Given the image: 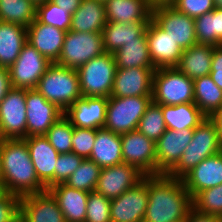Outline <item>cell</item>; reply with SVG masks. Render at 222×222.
I'll return each instance as SVG.
<instances>
[{
  "label": "cell",
  "mask_w": 222,
  "mask_h": 222,
  "mask_svg": "<svg viewBox=\"0 0 222 222\" xmlns=\"http://www.w3.org/2000/svg\"><path fill=\"white\" fill-rule=\"evenodd\" d=\"M144 176L136 167L126 163L101 168L95 191L112 200L134 187Z\"/></svg>",
  "instance_id": "9a60e30c"
},
{
  "label": "cell",
  "mask_w": 222,
  "mask_h": 222,
  "mask_svg": "<svg viewBox=\"0 0 222 222\" xmlns=\"http://www.w3.org/2000/svg\"><path fill=\"white\" fill-rule=\"evenodd\" d=\"M161 109L169 130L195 129L207 118L195 103L161 105Z\"/></svg>",
  "instance_id": "4dcf8cb0"
},
{
  "label": "cell",
  "mask_w": 222,
  "mask_h": 222,
  "mask_svg": "<svg viewBox=\"0 0 222 222\" xmlns=\"http://www.w3.org/2000/svg\"><path fill=\"white\" fill-rule=\"evenodd\" d=\"M95 138L96 129L74 127L72 152L84 159H89Z\"/></svg>",
  "instance_id": "b9f144b4"
},
{
  "label": "cell",
  "mask_w": 222,
  "mask_h": 222,
  "mask_svg": "<svg viewBox=\"0 0 222 222\" xmlns=\"http://www.w3.org/2000/svg\"><path fill=\"white\" fill-rule=\"evenodd\" d=\"M193 209L182 179L167 174L148 176V204L143 222H184Z\"/></svg>",
  "instance_id": "6da1fadb"
},
{
  "label": "cell",
  "mask_w": 222,
  "mask_h": 222,
  "mask_svg": "<svg viewBox=\"0 0 222 222\" xmlns=\"http://www.w3.org/2000/svg\"><path fill=\"white\" fill-rule=\"evenodd\" d=\"M176 2L177 0H148V4L152 10L163 6H173Z\"/></svg>",
  "instance_id": "f907efd6"
},
{
  "label": "cell",
  "mask_w": 222,
  "mask_h": 222,
  "mask_svg": "<svg viewBox=\"0 0 222 222\" xmlns=\"http://www.w3.org/2000/svg\"><path fill=\"white\" fill-rule=\"evenodd\" d=\"M117 66L114 56L105 52L77 69L81 95L84 97H107L113 89Z\"/></svg>",
  "instance_id": "8992f818"
},
{
  "label": "cell",
  "mask_w": 222,
  "mask_h": 222,
  "mask_svg": "<svg viewBox=\"0 0 222 222\" xmlns=\"http://www.w3.org/2000/svg\"><path fill=\"white\" fill-rule=\"evenodd\" d=\"M24 140L38 179L46 189L55 185V166L59 153L44 135L26 137Z\"/></svg>",
  "instance_id": "7402d4cb"
},
{
  "label": "cell",
  "mask_w": 222,
  "mask_h": 222,
  "mask_svg": "<svg viewBox=\"0 0 222 222\" xmlns=\"http://www.w3.org/2000/svg\"><path fill=\"white\" fill-rule=\"evenodd\" d=\"M50 1L56 4L58 7L66 10L70 14H73L80 6L82 0H50Z\"/></svg>",
  "instance_id": "681fc988"
},
{
  "label": "cell",
  "mask_w": 222,
  "mask_h": 222,
  "mask_svg": "<svg viewBox=\"0 0 222 222\" xmlns=\"http://www.w3.org/2000/svg\"><path fill=\"white\" fill-rule=\"evenodd\" d=\"M107 104V97L82 96L64 112V115L70 120L73 127L87 129L103 128Z\"/></svg>",
  "instance_id": "ffe728a7"
},
{
  "label": "cell",
  "mask_w": 222,
  "mask_h": 222,
  "mask_svg": "<svg viewBox=\"0 0 222 222\" xmlns=\"http://www.w3.org/2000/svg\"><path fill=\"white\" fill-rule=\"evenodd\" d=\"M194 129L169 130L156 141V175L168 174L190 144Z\"/></svg>",
  "instance_id": "2e32d148"
},
{
  "label": "cell",
  "mask_w": 222,
  "mask_h": 222,
  "mask_svg": "<svg viewBox=\"0 0 222 222\" xmlns=\"http://www.w3.org/2000/svg\"><path fill=\"white\" fill-rule=\"evenodd\" d=\"M156 68L117 69L112 97L152 96L153 73Z\"/></svg>",
  "instance_id": "d6986e66"
},
{
  "label": "cell",
  "mask_w": 222,
  "mask_h": 222,
  "mask_svg": "<svg viewBox=\"0 0 222 222\" xmlns=\"http://www.w3.org/2000/svg\"><path fill=\"white\" fill-rule=\"evenodd\" d=\"M3 190L18 197L46 191L38 179L24 139H1Z\"/></svg>",
  "instance_id": "7a4b0ae2"
},
{
  "label": "cell",
  "mask_w": 222,
  "mask_h": 222,
  "mask_svg": "<svg viewBox=\"0 0 222 222\" xmlns=\"http://www.w3.org/2000/svg\"><path fill=\"white\" fill-rule=\"evenodd\" d=\"M30 1L37 6L39 4L47 2L48 0H30Z\"/></svg>",
  "instance_id": "11a10c76"
},
{
  "label": "cell",
  "mask_w": 222,
  "mask_h": 222,
  "mask_svg": "<svg viewBox=\"0 0 222 222\" xmlns=\"http://www.w3.org/2000/svg\"><path fill=\"white\" fill-rule=\"evenodd\" d=\"M26 121V89L12 87L0 102L1 139H25Z\"/></svg>",
  "instance_id": "9c48e42d"
},
{
  "label": "cell",
  "mask_w": 222,
  "mask_h": 222,
  "mask_svg": "<svg viewBox=\"0 0 222 222\" xmlns=\"http://www.w3.org/2000/svg\"><path fill=\"white\" fill-rule=\"evenodd\" d=\"M66 31L42 24L37 19L27 27V43L34 47L51 63L60 57Z\"/></svg>",
  "instance_id": "603a6c76"
},
{
  "label": "cell",
  "mask_w": 222,
  "mask_h": 222,
  "mask_svg": "<svg viewBox=\"0 0 222 222\" xmlns=\"http://www.w3.org/2000/svg\"><path fill=\"white\" fill-rule=\"evenodd\" d=\"M161 105L151 101L146 108L145 114L141 117L137 130L147 138L156 142L166 131Z\"/></svg>",
  "instance_id": "d590c367"
},
{
  "label": "cell",
  "mask_w": 222,
  "mask_h": 222,
  "mask_svg": "<svg viewBox=\"0 0 222 222\" xmlns=\"http://www.w3.org/2000/svg\"><path fill=\"white\" fill-rule=\"evenodd\" d=\"M101 168L89 159H84L81 165L65 182L66 185L86 192L95 191Z\"/></svg>",
  "instance_id": "8d00e7d4"
},
{
  "label": "cell",
  "mask_w": 222,
  "mask_h": 222,
  "mask_svg": "<svg viewBox=\"0 0 222 222\" xmlns=\"http://www.w3.org/2000/svg\"><path fill=\"white\" fill-rule=\"evenodd\" d=\"M83 160L84 158L73 152L59 154L55 166V185L65 183Z\"/></svg>",
  "instance_id": "7bdbcfd3"
},
{
  "label": "cell",
  "mask_w": 222,
  "mask_h": 222,
  "mask_svg": "<svg viewBox=\"0 0 222 222\" xmlns=\"http://www.w3.org/2000/svg\"><path fill=\"white\" fill-rule=\"evenodd\" d=\"M0 190H3V174H2L1 154H0Z\"/></svg>",
  "instance_id": "f5cc1de1"
},
{
  "label": "cell",
  "mask_w": 222,
  "mask_h": 222,
  "mask_svg": "<svg viewBox=\"0 0 222 222\" xmlns=\"http://www.w3.org/2000/svg\"><path fill=\"white\" fill-rule=\"evenodd\" d=\"M212 119L216 122L218 126V131L220 134V138L222 141V108H220L212 117Z\"/></svg>",
  "instance_id": "816d5d0a"
},
{
  "label": "cell",
  "mask_w": 222,
  "mask_h": 222,
  "mask_svg": "<svg viewBox=\"0 0 222 222\" xmlns=\"http://www.w3.org/2000/svg\"><path fill=\"white\" fill-rule=\"evenodd\" d=\"M26 43V27L0 21V67L9 68Z\"/></svg>",
  "instance_id": "f546056e"
},
{
  "label": "cell",
  "mask_w": 222,
  "mask_h": 222,
  "mask_svg": "<svg viewBox=\"0 0 222 222\" xmlns=\"http://www.w3.org/2000/svg\"><path fill=\"white\" fill-rule=\"evenodd\" d=\"M215 7L222 9V0H213Z\"/></svg>",
  "instance_id": "db71d44e"
},
{
  "label": "cell",
  "mask_w": 222,
  "mask_h": 222,
  "mask_svg": "<svg viewBox=\"0 0 222 222\" xmlns=\"http://www.w3.org/2000/svg\"><path fill=\"white\" fill-rule=\"evenodd\" d=\"M37 6L30 0H0V21L30 26L36 19Z\"/></svg>",
  "instance_id": "e575fe53"
},
{
  "label": "cell",
  "mask_w": 222,
  "mask_h": 222,
  "mask_svg": "<svg viewBox=\"0 0 222 222\" xmlns=\"http://www.w3.org/2000/svg\"><path fill=\"white\" fill-rule=\"evenodd\" d=\"M73 132L74 127L70 120L63 115L51 126L44 136L59 154H63L72 152Z\"/></svg>",
  "instance_id": "74e56055"
},
{
  "label": "cell",
  "mask_w": 222,
  "mask_h": 222,
  "mask_svg": "<svg viewBox=\"0 0 222 222\" xmlns=\"http://www.w3.org/2000/svg\"><path fill=\"white\" fill-rule=\"evenodd\" d=\"M214 46L208 44H195L183 50V53L175 66L187 77L195 80L211 71V62Z\"/></svg>",
  "instance_id": "83f0119b"
},
{
  "label": "cell",
  "mask_w": 222,
  "mask_h": 222,
  "mask_svg": "<svg viewBox=\"0 0 222 222\" xmlns=\"http://www.w3.org/2000/svg\"><path fill=\"white\" fill-rule=\"evenodd\" d=\"M152 20L169 35L178 46L186 50L197 44L194 19L179 12L173 6H163L152 10Z\"/></svg>",
  "instance_id": "7c38bea8"
},
{
  "label": "cell",
  "mask_w": 222,
  "mask_h": 222,
  "mask_svg": "<svg viewBox=\"0 0 222 222\" xmlns=\"http://www.w3.org/2000/svg\"><path fill=\"white\" fill-rule=\"evenodd\" d=\"M120 136L123 163L136 167L145 176L156 175V142L137 129Z\"/></svg>",
  "instance_id": "8fae6325"
},
{
  "label": "cell",
  "mask_w": 222,
  "mask_h": 222,
  "mask_svg": "<svg viewBox=\"0 0 222 222\" xmlns=\"http://www.w3.org/2000/svg\"><path fill=\"white\" fill-rule=\"evenodd\" d=\"M152 101L171 106L194 103L193 80L176 67L157 68L153 73Z\"/></svg>",
  "instance_id": "5b68a950"
},
{
  "label": "cell",
  "mask_w": 222,
  "mask_h": 222,
  "mask_svg": "<svg viewBox=\"0 0 222 222\" xmlns=\"http://www.w3.org/2000/svg\"><path fill=\"white\" fill-rule=\"evenodd\" d=\"M111 200L96 191L89 192L85 222H111Z\"/></svg>",
  "instance_id": "60d3db41"
},
{
  "label": "cell",
  "mask_w": 222,
  "mask_h": 222,
  "mask_svg": "<svg viewBox=\"0 0 222 222\" xmlns=\"http://www.w3.org/2000/svg\"><path fill=\"white\" fill-rule=\"evenodd\" d=\"M194 103L209 118L222 108V90L213 82L210 75L193 80Z\"/></svg>",
  "instance_id": "1f68e13d"
},
{
  "label": "cell",
  "mask_w": 222,
  "mask_h": 222,
  "mask_svg": "<svg viewBox=\"0 0 222 222\" xmlns=\"http://www.w3.org/2000/svg\"><path fill=\"white\" fill-rule=\"evenodd\" d=\"M19 222H65L56 199L46 190L20 197Z\"/></svg>",
  "instance_id": "e0dca14e"
},
{
  "label": "cell",
  "mask_w": 222,
  "mask_h": 222,
  "mask_svg": "<svg viewBox=\"0 0 222 222\" xmlns=\"http://www.w3.org/2000/svg\"><path fill=\"white\" fill-rule=\"evenodd\" d=\"M149 22H107L102 36L105 52L114 54L130 41H147L146 28Z\"/></svg>",
  "instance_id": "d4e9b609"
},
{
  "label": "cell",
  "mask_w": 222,
  "mask_h": 222,
  "mask_svg": "<svg viewBox=\"0 0 222 222\" xmlns=\"http://www.w3.org/2000/svg\"><path fill=\"white\" fill-rule=\"evenodd\" d=\"M197 43L211 46L222 45V9L213 11L194 19Z\"/></svg>",
  "instance_id": "836d02e7"
},
{
  "label": "cell",
  "mask_w": 222,
  "mask_h": 222,
  "mask_svg": "<svg viewBox=\"0 0 222 222\" xmlns=\"http://www.w3.org/2000/svg\"><path fill=\"white\" fill-rule=\"evenodd\" d=\"M113 56L117 69L155 68L149 55L147 41H130L116 51Z\"/></svg>",
  "instance_id": "d6a6232c"
},
{
  "label": "cell",
  "mask_w": 222,
  "mask_h": 222,
  "mask_svg": "<svg viewBox=\"0 0 222 222\" xmlns=\"http://www.w3.org/2000/svg\"><path fill=\"white\" fill-rule=\"evenodd\" d=\"M209 75L213 82L222 90V45L214 46Z\"/></svg>",
  "instance_id": "bcb514c9"
},
{
  "label": "cell",
  "mask_w": 222,
  "mask_h": 222,
  "mask_svg": "<svg viewBox=\"0 0 222 222\" xmlns=\"http://www.w3.org/2000/svg\"><path fill=\"white\" fill-rule=\"evenodd\" d=\"M105 53L102 33L67 31L56 64L79 69L89 60Z\"/></svg>",
  "instance_id": "ba28073f"
},
{
  "label": "cell",
  "mask_w": 222,
  "mask_h": 222,
  "mask_svg": "<svg viewBox=\"0 0 222 222\" xmlns=\"http://www.w3.org/2000/svg\"><path fill=\"white\" fill-rule=\"evenodd\" d=\"M221 145L218 126L212 118L207 117L194 129L190 144L177 165L167 175L181 179L202 160L220 152Z\"/></svg>",
  "instance_id": "3957f363"
},
{
  "label": "cell",
  "mask_w": 222,
  "mask_h": 222,
  "mask_svg": "<svg viewBox=\"0 0 222 222\" xmlns=\"http://www.w3.org/2000/svg\"><path fill=\"white\" fill-rule=\"evenodd\" d=\"M193 210L222 218V184L198 192L192 198Z\"/></svg>",
  "instance_id": "f35d334b"
},
{
  "label": "cell",
  "mask_w": 222,
  "mask_h": 222,
  "mask_svg": "<svg viewBox=\"0 0 222 222\" xmlns=\"http://www.w3.org/2000/svg\"><path fill=\"white\" fill-rule=\"evenodd\" d=\"M11 88L9 69L0 67V102Z\"/></svg>",
  "instance_id": "7dc6e473"
},
{
  "label": "cell",
  "mask_w": 222,
  "mask_h": 222,
  "mask_svg": "<svg viewBox=\"0 0 222 222\" xmlns=\"http://www.w3.org/2000/svg\"><path fill=\"white\" fill-rule=\"evenodd\" d=\"M20 197L0 190V222H19Z\"/></svg>",
  "instance_id": "ee69618b"
},
{
  "label": "cell",
  "mask_w": 222,
  "mask_h": 222,
  "mask_svg": "<svg viewBox=\"0 0 222 222\" xmlns=\"http://www.w3.org/2000/svg\"><path fill=\"white\" fill-rule=\"evenodd\" d=\"M89 160L94 161L100 168L122 164L120 134L105 128L96 129V138Z\"/></svg>",
  "instance_id": "484cf974"
},
{
  "label": "cell",
  "mask_w": 222,
  "mask_h": 222,
  "mask_svg": "<svg viewBox=\"0 0 222 222\" xmlns=\"http://www.w3.org/2000/svg\"><path fill=\"white\" fill-rule=\"evenodd\" d=\"M52 63L29 43H26L16 61L8 68L11 86L35 89L40 78Z\"/></svg>",
  "instance_id": "30bf717a"
},
{
  "label": "cell",
  "mask_w": 222,
  "mask_h": 222,
  "mask_svg": "<svg viewBox=\"0 0 222 222\" xmlns=\"http://www.w3.org/2000/svg\"><path fill=\"white\" fill-rule=\"evenodd\" d=\"M148 204V176L111 200V222H143Z\"/></svg>",
  "instance_id": "5bb4252c"
},
{
  "label": "cell",
  "mask_w": 222,
  "mask_h": 222,
  "mask_svg": "<svg viewBox=\"0 0 222 222\" xmlns=\"http://www.w3.org/2000/svg\"><path fill=\"white\" fill-rule=\"evenodd\" d=\"M63 115L56 104L47 101L36 89H26V137L45 135Z\"/></svg>",
  "instance_id": "4fadbf2b"
},
{
  "label": "cell",
  "mask_w": 222,
  "mask_h": 222,
  "mask_svg": "<svg viewBox=\"0 0 222 222\" xmlns=\"http://www.w3.org/2000/svg\"><path fill=\"white\" fill-rule=\"evenodd\" d=\"M179 12L195 19L215 8L213 0H177L173 5Z\"/></svg>",
  "instance_id": "f6af8a7d"
},
{
  "label": "cell",
  "mask_w": 222,
  "mask_h": 222,
  "mask_svg": "<svg viewBox=\"0 0 222 222\" xmlns=\"http://www.w3.org/2000/svg\"><path fill=\"white\" fill-rule=\"evenodd\" d=\"M106 23L103 1L82 0L72 14L70 31L102 33Z\"/></svg>",
  "instance_id": "f1b7e54d"
},
{
  "label": "cell",
  "mask_w": 222,
  "mask_h": 222,
  "mask_svg": "<svg viewBox=\"0 0 222 222\" xmlns=\"http://www.w3.org/2000/svg\"><path fill=\"white\" fill-rule=\"evenodd\" d=\"M35 89L63 112L82 97L77 71L56 63L48 67Z\"/></svg>",
  "instance_id": "277c9868"
},
{
  "label": "cell",
  "mask_w": 222,
  "mask_h": 222,
  "mask_svg": "<svg viewBox=\"0 0 222 222\" xmlns=\"http://www.w3.org/2000/svg\"><path fill=\"white\" fill-rule=\"evenodd\" d=\"M104 6L107 22H149L152 19L148 0H106Z\"/></svg>",
  "instance_id": "4316f807"
},
{
  "label": "cell",
  "mask_w": 222,
  "mask_h": 222,
  "mask_svg": "<svg viewBox=\"0 0 222 222\" xmlns=\"http://www.w3.org/2000/svg\"><path fill=\"white\" fill-rule=\"evenodd\" d=\"M56 199L65 222H85L89 192L59 183L47 189Z\"/></svg>",
  "instance_id": "cb8c5ba5"
},
{
  "label": "cell",
  "mask_w": 222,
  "mask_h": 222,
  "mask_svg": "<svg viewBox=\"0 0 222 222\" xmlns=\"http://www.w3.org/2000/svg\"><path fill=\"white\" fill-rule=\"evenodd\" d=\"M184 222H222V218L213 215H203L192 209Z\"/></svg>",
  "instance_id": "c3c4849f"
},
{
  "label": "cell",
  "mask_w": 222,
  "mask_h": 222,
  "mask_svg": "<svg viewBox=\"0 0 222 222\" xmlns=\"http://www.w3.org/2000/svg\"><path fill=\"white\" fill-rule=\"evenodd\" d=\"M36 19L42 24L51 25L67 32L71 27L72 14L48 0L37 5Z\"/></svg>",
  "instance_id": "ab89813d"
},
{
  "label": "cell",
  "mask_w": 222,
  "mask_h": 222,
  "mask_svg": "<svg viewBox=\"0 0 222 222\" xmlns=\"http://www.w3.org/2000/svg\"><path fill=\"white\" fill-rule=\"evenodd\" d=\"M152 101V96L108 98L104 127L117 134L136 130L141 117Z\"/></svg>",
  "instance_id": "52a82bcc"
},
{
  "label": "cell",
  "mask_w": 222,
  "mask_h": 222,
  "mask_svg": "<svg viewBox=\"0 0 222 222\" xmlns=\"http://www.w3.org/2000/svg\"><path fill=\"white\" fill-rule=\"evenodd\" d=\"M181 179L192 198L198 192L221 185L222 152L205 158Z\"/></svg>",
  "instance_id": "44dd1931"
},
{
  "label": "cell",
  "mask_w": 222,
  "mask_h": 222,
  "mask_svg": "<svg viewBox=\"0 0 222 222\" xmlns=\"http://www.w3.org/2000/svg\"><path fill=\"white\" fill-rule=\"evenodd\" d=\"M149 55L154 67H175L183 53L178 44L152 19L146 28Z\"/></svg>",
  "instance_id": "ac0fdd59"
}]
</instances>
